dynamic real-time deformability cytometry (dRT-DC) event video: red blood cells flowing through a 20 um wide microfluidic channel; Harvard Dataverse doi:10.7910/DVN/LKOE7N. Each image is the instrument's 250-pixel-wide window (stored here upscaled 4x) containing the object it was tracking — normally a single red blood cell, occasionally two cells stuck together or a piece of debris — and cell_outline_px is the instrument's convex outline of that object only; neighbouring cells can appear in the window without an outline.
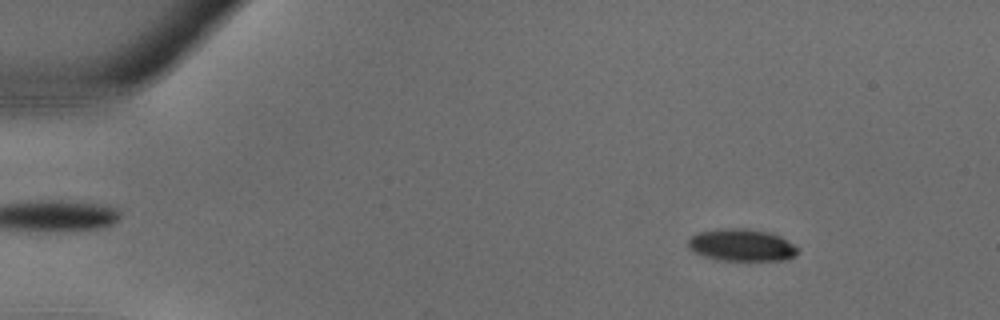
{"species": "common noctule bat (a hibernating species)", "species_latin": "Nyctalus noctula", "temperature_condition": "warm", "stored_images_in_passage": 37, "camera_frame_rate_fps": 3000, "um_per_image_px": 0.085, "animal": {"sex": "male", "body_mass_g": 18.8}, "frame": {"image": 1, "passage_image": 6, "time_ms": 1.667, "image_size_px": [1000, 320], "cell_outline_px": [[800, 248], [792, 256], [784, 260], [724, 260], [704, 256], [688, 248], [688, 240], [696, 232], [716, 228], [748, 228], [768, 232], [780, 236], [788, 240]], "centroid_in_image_um": [63.02, 20.8], "position_along_channel_um": 22.0, "area_um2": 20.58}}
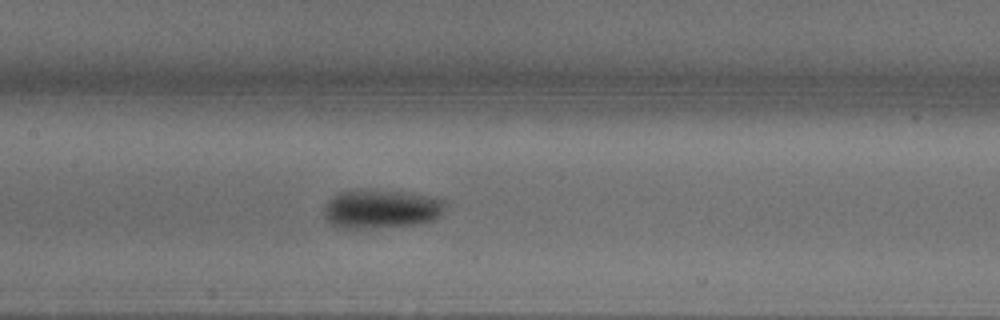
{"frame": {"image": 2, "passage_image": 19, "time_ms": 6.0, "image_size_px": [1000, 320], "cell_outline_px": [[444, 212], [440, 216], [432, 220], [420, 224], [376, 228], [336, 228], [324, 216], [324, 208], [328, 200], [332, 196], [340, 192], [400, 192], [436, 196], [444, 200]], "centroid_in_image_um": [32.43, 17.8], "position_along_channel_um": 175.0, "area_um2": 27.05}}
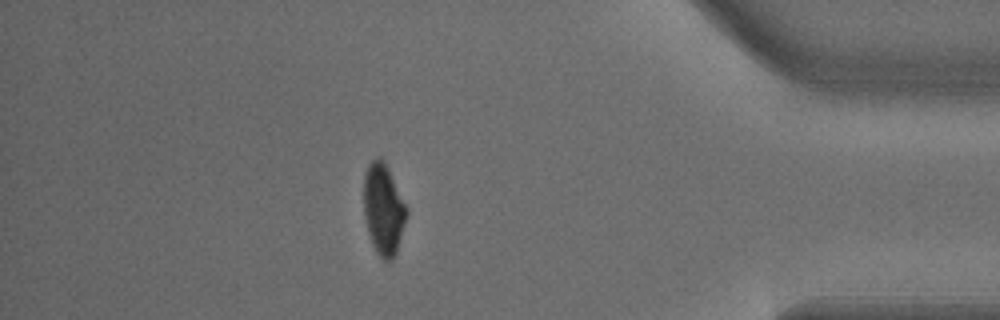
{"frame": {"image": 3, "passage_image": 33, "time_ms": 10.667, "image_size_px": [1000, 320], "cell_outline_px": [[408, 212], [396, 252], [392, 260], [388, 264], [376, 252], [372, 244], [368, 232], [364, 212], [364, 172], [368, 164], [376, 156], [380, 156], [384, 160], [408, 208]], "centroid_in_image_um": [32.59, 17.77], "position_along_channel_um": 402.6, "area_um2": 22.83}}